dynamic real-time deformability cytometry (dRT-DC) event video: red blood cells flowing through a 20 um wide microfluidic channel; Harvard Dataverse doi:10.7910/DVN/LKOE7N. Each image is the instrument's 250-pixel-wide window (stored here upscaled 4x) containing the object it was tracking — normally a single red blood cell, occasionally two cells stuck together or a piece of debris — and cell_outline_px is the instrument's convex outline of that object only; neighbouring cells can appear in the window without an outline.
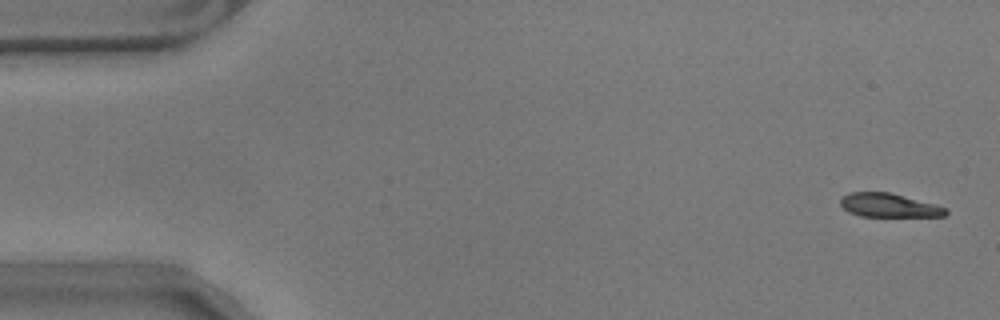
{"species": "common noctule bat (a hibernating species)", "species_latin": "Nyctalus noctula", "temperature_condition": "warm", "stored_images_in_passage": 20, "camera_frame_rate_fps": 3000, "um_per_image_px": 0.085, "animal": {"sex": "male", "body_mass_g": 17.9}, "frame": {"image": 1, "passage_image": 2, "time_ms": 0.333, "image_size_px": [1000, 320], "cell_outline_px": [[948, 212], [944, 216], [860, 216], [848, 212], [840, 204], [840, 196], [848, 192], [888, 192], [936, 204], [948, 208]], "centroid_in_image_um": [75.53, 17.44], "position_along_channel_um": 9.5, "area_um2": 14.62}}
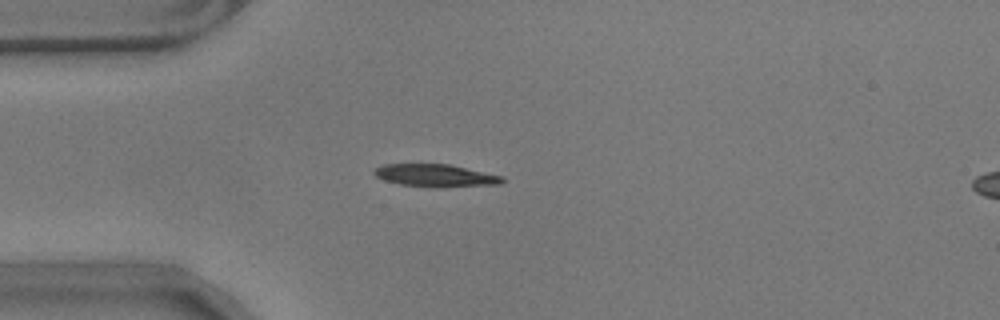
{"frame": {"image": 2, "passage_image": 15, "time_ms": 4.667, "image_size_px": [1000, 320], "cell_outline_px": [[504, 180], [500, 184], [436, 188], [400, 184], [384, 180], [376, 176], [372, 172], [376, 168], [384, 164], [448, 164], [504, 176]], "centroid_in_image_um": [37.03, 14.93], "position_along_channel_um": 48.0, "area_um2": 16.88}}